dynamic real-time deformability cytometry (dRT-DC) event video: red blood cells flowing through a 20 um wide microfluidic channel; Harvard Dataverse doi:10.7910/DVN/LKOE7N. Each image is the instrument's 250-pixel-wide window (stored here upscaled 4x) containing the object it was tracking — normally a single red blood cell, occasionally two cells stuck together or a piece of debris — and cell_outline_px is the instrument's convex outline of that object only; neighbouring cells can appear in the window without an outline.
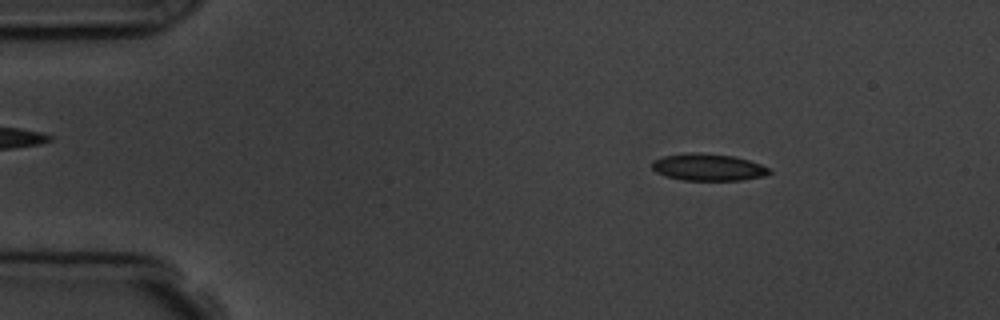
{"species": "common noctule bat (a hibernating species)", "species_latin": "Nyctalus noctula", "temperature_condition": "room temperature", "stored_images_in_passage": 4, "segment_of_instrument_passage": [1, 2], "camera_frame_rate_fps": 3000, "um_per_image_px": 0.085, "animal": {"sex": "male", "body_mass_g": 19.5, "forearm_length_mm": 54.6}, "frame": {"image": 1, "passage_image": 1, "time_ms": 0.0, "image_size_px": [1000, 320], "cell_outline_px": [[772, 172], [764, 176], [740, 180], [684, 180], [664, 176], [656, 172], [652, 168], [652, 160], [664, 156], [688, 152], [700, 152], [736, 156], [760, 164], [768, 168]], "centroid_in_image_um": [60.17, 14.2], "position_along_channel_um": 24.8, "area_um2": 18.55}}